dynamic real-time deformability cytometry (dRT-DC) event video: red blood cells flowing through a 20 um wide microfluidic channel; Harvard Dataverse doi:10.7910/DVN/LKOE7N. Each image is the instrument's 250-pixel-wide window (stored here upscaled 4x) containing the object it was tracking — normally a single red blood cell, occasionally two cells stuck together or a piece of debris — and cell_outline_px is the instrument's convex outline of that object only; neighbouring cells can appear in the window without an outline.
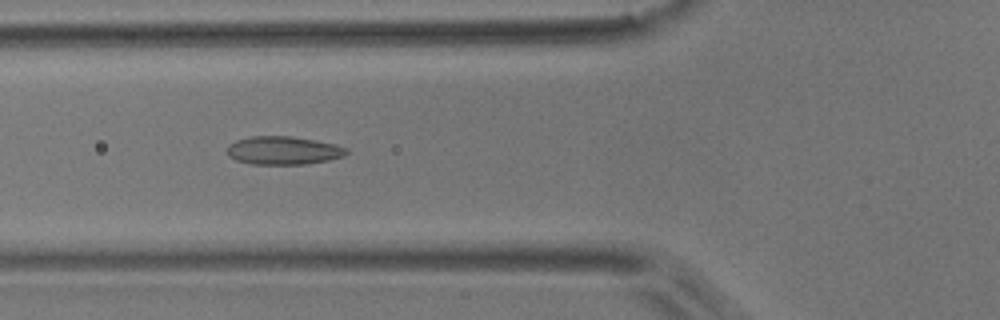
{"species": "common noctule bat (a hibernating species)", "species_latin": "Nyctalus noctula", "temperature_condition": "room temperature", "stored_images_in_passage": 8, "camera_frame_rate_fps": 3000, "um_per_image_px": 0.085, "animal": {"sex": "male", "body_mass_g": 17.9}, "frame": {"image": 1, "passage_image": 6, "time_ms": 5.667, "image_size_px": [1000, 320], "cell_outline_px": [[348, 152], [344, 156], [328, 160], [304, 164], [252, 164], [236, 160], [228, 156], [228, 144], [236, 140], [252, 136], [292, 136], [316, 140], [336, 144], [348, 148]], "centroid_in_image_um": [24.1, 12.78], "position_along_channel_um": 101.7, "area_um2": 19.71}}
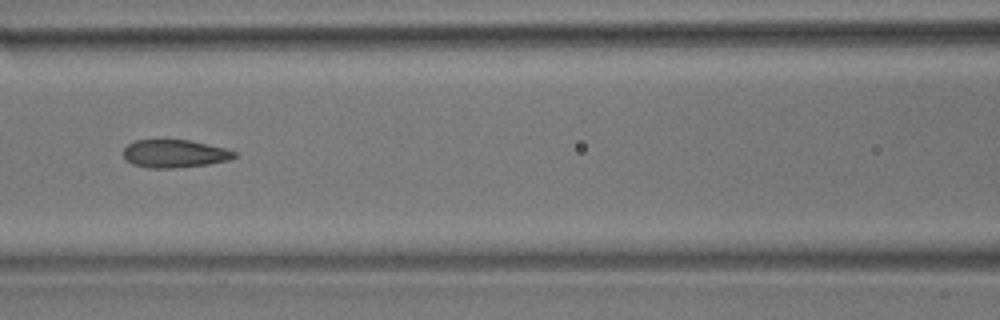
{"frame": {"image": 2, "passage_image": 7, "time_ms": 7.0, "image_size_px": [1000, 320], "cell_outline_px": [[236, 156], [228, 160], [208, 164], [172, 168], [148, 168], [132, 164], [124, 160], [124, 148], [128, 144], [136, 140], [188, 140], [228, 148], [236, 152]], "centroid_in_image_um": [14.83, 13.06], "position_along_channel_um": 151.8, "area_um2": 18.09}}
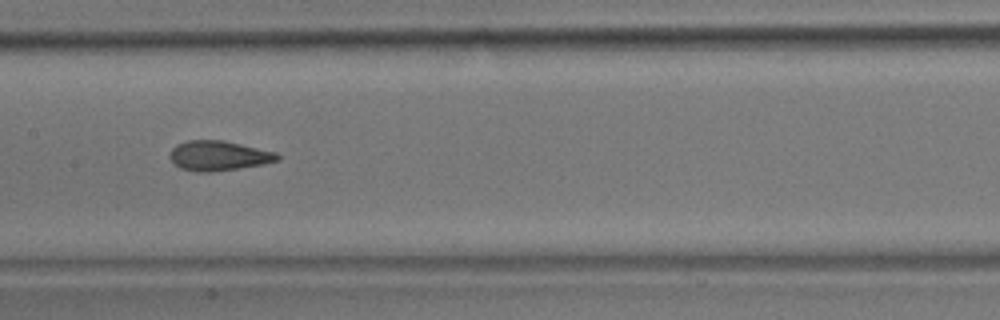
{"frame": {"image": 3, "passage_image": 8, "time_ms": 8.0, "image_size_px": [1000, 320], "cell_outline_px": [[280, 160], [264, 164], [212, 172], [200, 172], [180, 168], [168, 156], [172, 148], [176, 144], [188, 140], [224, 140], [276, 152], [280, 156]], "centroid_in_image_um": [18.59, 13.23], "position_along_channel_um": 188.8, "area_um2": 18.73}}